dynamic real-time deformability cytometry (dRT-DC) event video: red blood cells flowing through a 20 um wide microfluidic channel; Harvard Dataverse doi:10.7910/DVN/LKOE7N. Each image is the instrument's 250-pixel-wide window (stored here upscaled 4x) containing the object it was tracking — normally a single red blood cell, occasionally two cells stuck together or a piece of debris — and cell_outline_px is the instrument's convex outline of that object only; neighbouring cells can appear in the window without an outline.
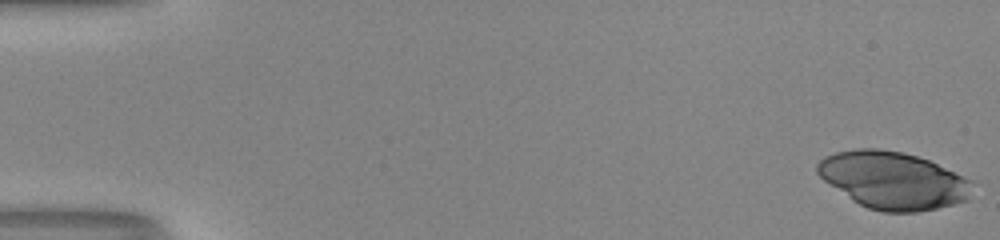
{"species": "human", "species_latin": "Homo sapiens", "temperature_condition": "room temperature", "stored_images_in_passage": 53, "camera_frame_rate_fps": 3000, "um_per_image_px": 0.085, "donor": {"sex": "male"}, "frame": {"image": 1, "passage_image": 1, "time_ms": 0.0, "image_size_px": [1000, 240], "cell_outline_px": [[972, 180], [968, 200], [936, 208], [916, 212], [884, 212], [868, 208], [852, 200], [824, 180], [816, 172], [816, 164], [824, 156], [836, 152], [856, 148], [876, 148], [900, 152], [916, 156], [928, 160]], "centroid_in_image_um": [75.87, 15.32], "position_along_channel_um": 9.1, "area_um2": 51.27}}
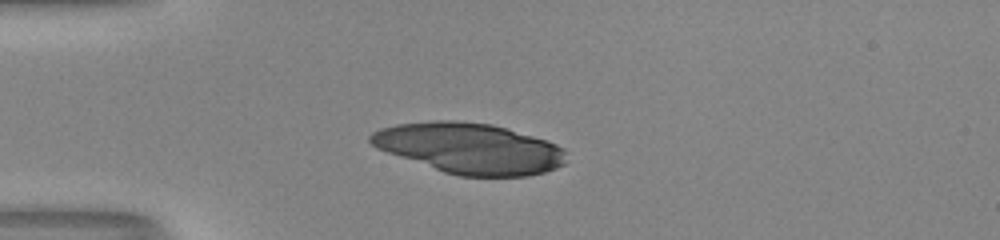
{"frame": {"image": 2, "passage_image": 15, "time_ms": 4.667, "image_size_px": [1000, 240], "cell_outline_px": [[568, 152], [564, 164], [556, 168], [544, 172], [528, 176], [460, 176], [444, 172], [376, 148], [368, 140], [368, 136], [372, 132], [380, 128], [396, 124], [432, 120], [456, 120], [492, 124], [548, 140], [564, 148]], "centroid_in_image_um": [39.93, 12.59], "position_along_channel_um": 45.1, "area_um2": 57.92}}